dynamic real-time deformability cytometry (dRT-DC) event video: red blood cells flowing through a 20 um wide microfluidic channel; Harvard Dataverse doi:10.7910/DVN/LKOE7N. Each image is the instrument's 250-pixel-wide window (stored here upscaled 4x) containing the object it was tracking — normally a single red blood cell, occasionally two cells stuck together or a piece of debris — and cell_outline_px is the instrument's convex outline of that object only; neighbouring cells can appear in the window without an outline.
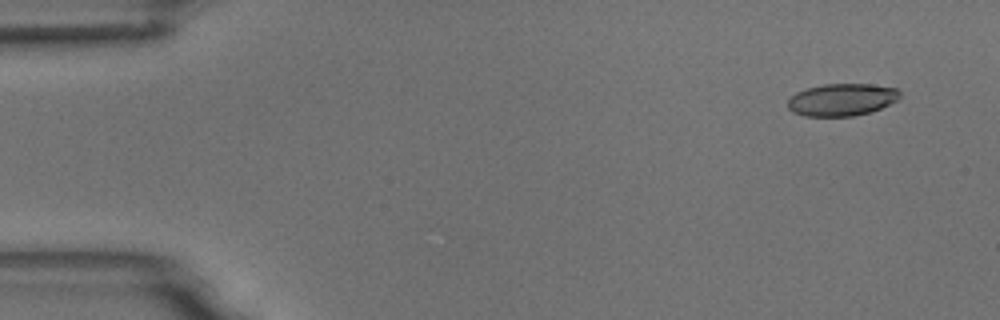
{"species": "common noctule bat (a hibernating species)", "species_latin": "Nyctalus noctula", "temperature_condition": "room temperature", "stored_images_in_passage": 3, "camera_frame_rate_fps": 3000, "um_per_image_px": 0.085, "animal": {"sex": "male", "body_mass_g": 18.8}, "frame": {"image": 1, "passage_image": 1, "time_ms": 0.0, "image_size_px": [1000, 320], "cell_outline_px": [[900, 96], [896, 100], [880, 108], [868, 112], [852, 116], [804, 116], [792, 112], [788, 108], [788, 100], [796, 92], [808, 88], [824, 84], [872, 84], [896, 88], [900, 92]], "centroid_in_image_um": [71.53, 8.47], "position_along_channel_um": 13.5, "area_um2": 20.92}}